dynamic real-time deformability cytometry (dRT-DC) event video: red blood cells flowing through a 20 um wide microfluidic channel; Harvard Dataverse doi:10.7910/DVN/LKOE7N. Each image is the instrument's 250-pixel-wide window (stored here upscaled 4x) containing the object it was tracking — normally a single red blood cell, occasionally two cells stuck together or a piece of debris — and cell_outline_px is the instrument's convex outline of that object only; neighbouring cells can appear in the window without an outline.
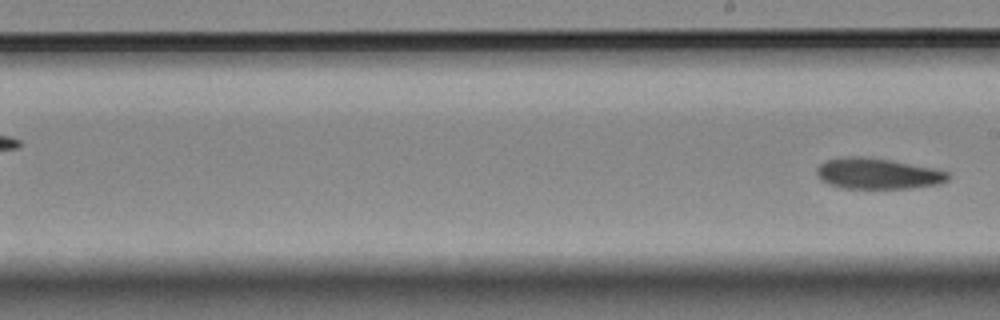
{"species": "Egyptian fruit bat (a non-hibernating species)", "species_latin": "Rousettus aegyptiacus", "temperature_condition": "room temperature", "stored_images_in_passage": 8, "segment_of_instrument_passage": [2, 2], "camera_frame_rate_fps": 3000, "um_per_image_px": 0.085, "animal": {"sex": "female"}, "frame": {"image": 1, "passage_image": 8, "time_ms": 2.333, "image_size_px": [1000, 320], "cell_outline_px": [[948, 180], [940, 184], [908, 188], [840, 188], [828, 184], [820, 180], [816, 176], [816, 168], [820, 164], [828, 160], [844, 156], [860, 156], [888, 160], [936, 168], [948, 172]], "centroid_in_image_um": [74.57, 14.76], "position_along_channel_um": 214.4, "area_um2": 23.64}}